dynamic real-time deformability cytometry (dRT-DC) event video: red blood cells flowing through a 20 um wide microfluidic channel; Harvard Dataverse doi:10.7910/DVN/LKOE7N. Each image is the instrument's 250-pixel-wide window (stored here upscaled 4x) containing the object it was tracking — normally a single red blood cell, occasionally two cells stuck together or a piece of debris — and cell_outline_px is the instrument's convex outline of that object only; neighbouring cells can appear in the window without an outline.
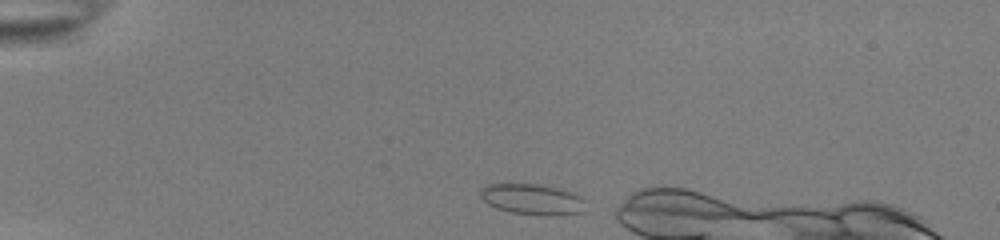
{"species": "common noctule bat (a hibernating species)", "species_latin": "Nyctalus noctula", "temperature_condition": "room temperature", "stored_images_in_passage": 36, "camera_frame_rate_fps": 3000, "um_per_image_px": 0.085, "animal": {"sex": "female", "body_mass_g": 22.0, "forearm_length_mm": 56.7}, "frame": {"image": 1, "passage_image": 1, "time_ms": 0.0, "image_size_px": [1000, 240], "cell_outline_px": [[588, 200], [584, 212], [512, 212], [496, 208], [488, 204], [480, 196], [480, 188], [488, 184], [536, 184], [556, 188], [580, 196]], "centroid_in_image_um": [45.19, 16.88], "position_along_channel_um": 39.8, "area_um2": 17.8}}
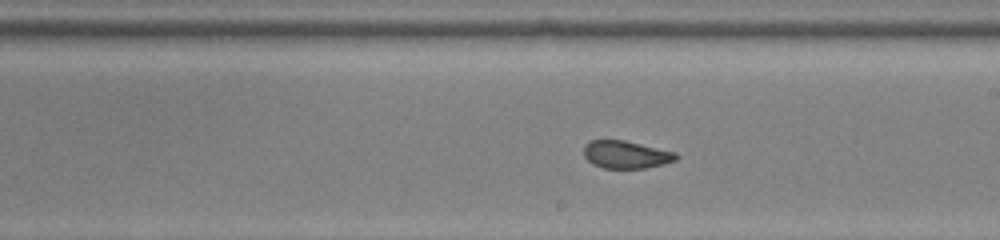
{"frame": {"image": 2, "passage_image": 20, "time_ms": 6.333, "image_size_px": [1000, 240], "cell_outline_px": [[680, 156], [676, 160], [664, 164], [644, 168], [604, 168], [592, 164], [584, 156], [584, 144], [592, 140], [624, 140], [676, 152]], "centroid_in_image_um": [53.22, 13.14], "position_along_channel_um": 235.8, "area_um2": 14.91}}
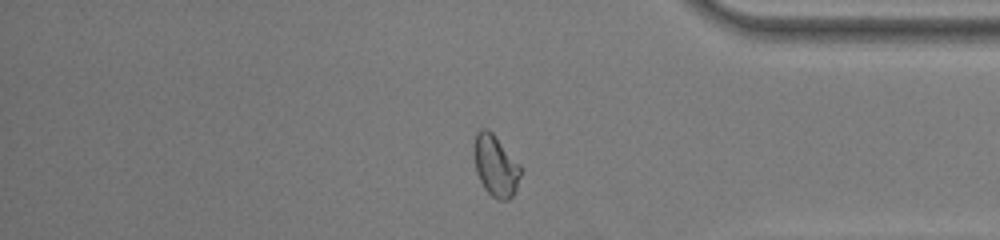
{"frame": {"image": 3, "passage_image": 33, "time_ms": 10.667, "image_size_px": [1000, 240], "cell_outline_px": [[520, 176], [516, 188], [512, 196], [508, 200], [496, 200], [484, 188], [476, 172], [476, 132], [480, 128], [488, 128], [492, 132], [520, 164]], "centroid_in_image_um": [42.15, 14.1], "position_along_channel_um": 393.0, "area_um2": 16.24}}